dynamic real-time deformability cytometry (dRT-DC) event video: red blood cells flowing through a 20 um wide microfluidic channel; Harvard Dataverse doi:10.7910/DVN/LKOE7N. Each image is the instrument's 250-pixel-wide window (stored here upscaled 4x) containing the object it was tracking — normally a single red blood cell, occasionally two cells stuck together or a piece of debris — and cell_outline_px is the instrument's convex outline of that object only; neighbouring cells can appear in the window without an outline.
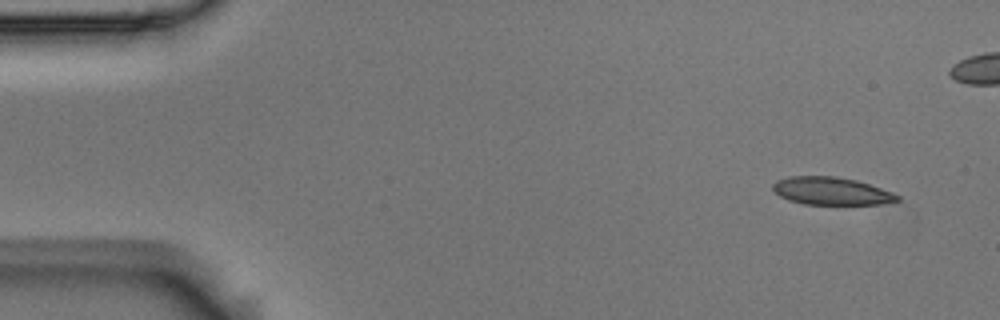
{"species": "Egyptian fruit bat (a non-hibernating species)", "species_latin": "Rousettus aegyptiacus", "temperature_condition": "room temperature", "stored_images_in_passage": 6, "camera_frame_rate_fps": 3000, "um_per_image_px": 0.085, "animal": {"sex": "male"}, "frame": {"image": 1, "passage_image": 1, "time_ms": 0.0, "image_size_px": [1000, 320], "cell_outline_px": [[900, 200], [880, 204], [804, 204], [788, 200], [780, 196], [772, 188], [772, 184], [776, 180], [788, 176], [832, 176], [856, 180], [892, 192], [900, 196]], "centroid_in_image_um": [70.63, 16.23], "position_along_channel_um": 14.4, "area_um2": 20.0}}
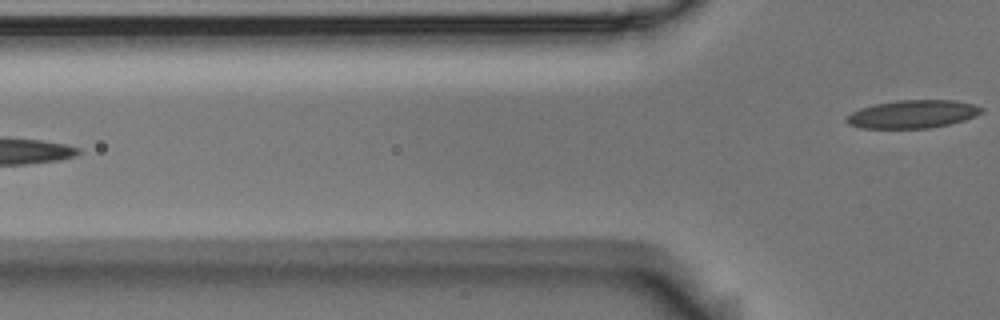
{"frame": {"image": 2, "passage_image": 6, "time_ms": 1.667, "image_size_px": [1000, 320], "cell_outline_px": [[984, 112], [976, 116], [964, 120], [948, 124], [928, 128], [860, 128], [848, 124], [844, 120], [844, 116], [860, 108], [876, 104], [896, 100], [956, 100], [972, 104], [984, 108]], "centroid_in_image_um": [77.56, 9.7], "position_along_channel_um": 48.2, "area_um2": 22.2}}